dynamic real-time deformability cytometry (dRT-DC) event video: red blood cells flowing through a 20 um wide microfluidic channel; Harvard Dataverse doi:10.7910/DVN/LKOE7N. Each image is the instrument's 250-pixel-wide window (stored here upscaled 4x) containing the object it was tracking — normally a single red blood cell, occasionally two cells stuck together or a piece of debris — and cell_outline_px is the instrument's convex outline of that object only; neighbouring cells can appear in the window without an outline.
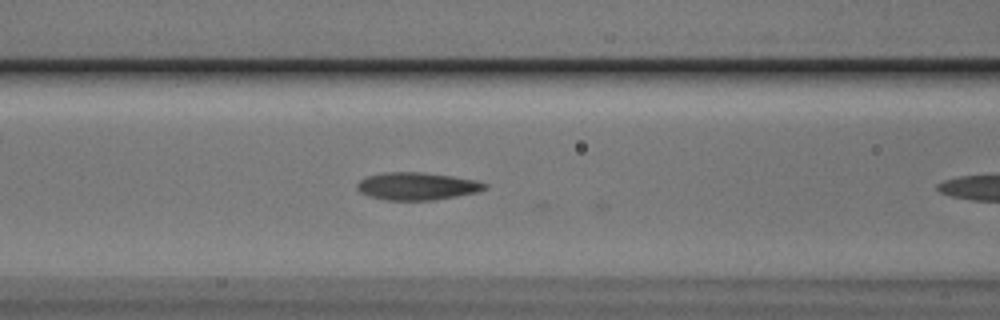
{"species": "Egyptian fruit bat (a non-hibernating species)", "species_latin": "Rousettus aegyptiacus", "temperature_condition": "cold", "stored_images_in_passage": 7, "camera_frame_rate_fps": 3000, "um_per_image_px": 0.085, "animal": {"sex": "male"}, "frame": {"image": 1, "passage_image": 6, "time_ms": 1.667, "image_size_px": [1000, 320], "cell_outline_px": [[488, 188], [476, 192], [456, 196], [432, 200], [384, 200], [368, 196], [360, 192], [356, 188], [356, 184], [360, 180], [368, 176], [384, 172], [420, 172], [452, 176], [476, 180], [488, 184]], "centroid_in_image_um": [35.43, 15.82], "position_along_channel_um": 131.2, "area_um2": 20.52}}